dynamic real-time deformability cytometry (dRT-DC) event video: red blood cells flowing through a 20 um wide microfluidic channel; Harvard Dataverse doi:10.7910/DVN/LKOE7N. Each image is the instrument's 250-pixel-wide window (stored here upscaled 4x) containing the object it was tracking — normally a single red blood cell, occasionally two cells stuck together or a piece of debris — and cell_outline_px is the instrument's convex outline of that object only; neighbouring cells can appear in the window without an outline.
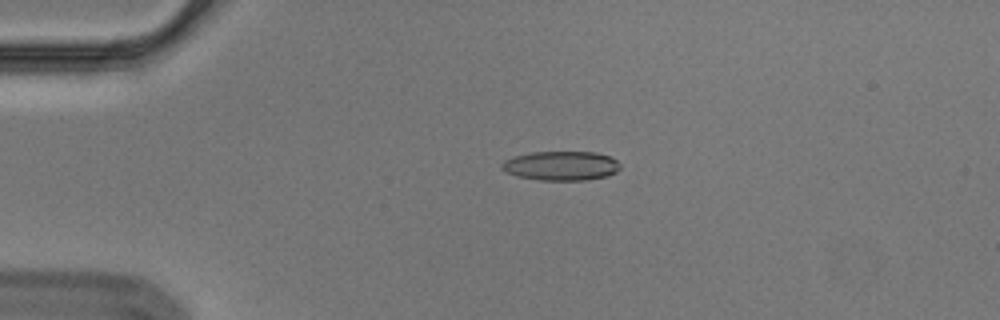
{"species": "Egyptian fruit bat (a non-hibernating species)", "species_latin": "Rousettus aegyptiacus", "temperature_condition": "cold", "stored_images_in_passage": 45, "camera_frame_rate_fps": 3000, "um_per_image_px": 0.085, "animal": {"sex": "male"}, "frame": {"image": 1, "passage_image": 2, "time_ms": 0.333, "image_size_px": [1000, 320], "cell_outline_px": [[620, 168], [616, 172], [608, 176], [588, 180], [540, 180], [516, 176], [504, 172], [500, 168], [500, 164], [504, 160], [512, 156], [532, 152], [596, 152], [608, 156], [616, 160], [620, 164]], "centroid_in_image_um": [47.65, 14.09], "position_along_channel_um": 37.3, "area_um2": 20.46}}
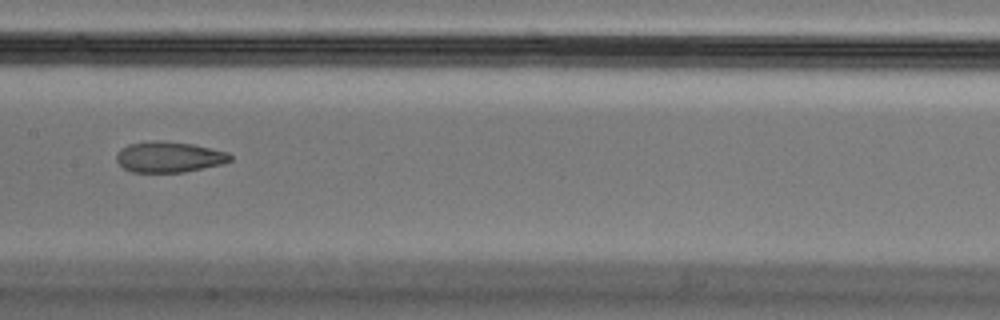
{"frame": {"image": 2, "passage_image": 18, "time_ms": 5.667, "image_size_px": [1000, 320], "cell_outline_px": [[232, 160], [224, 164], [184, 172], [132, 172], [124, 168], [116, 160], [116, 156], [120, 148], [128, 144], [192, 144], [228, 152], [232, 156]], "centroid_in_image_um": [14.42, 13.4], "position_along_channel_um": 193.0, "area_um2": 19.48}}
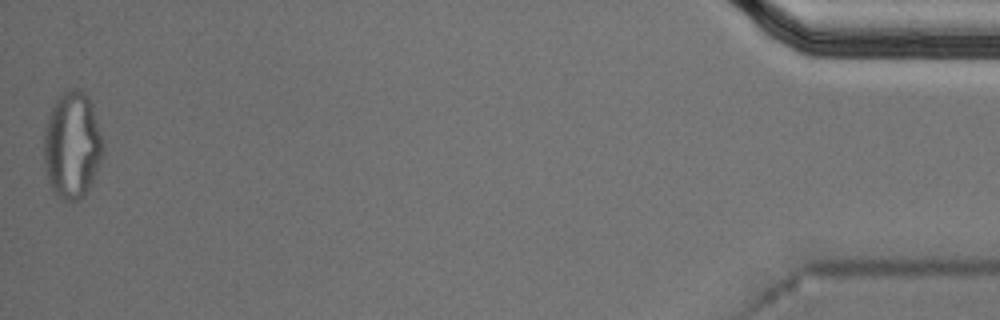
{"frame": {"image": 3, "passage_image": 45, "time_ms": 14.667, "image_size_px": [1000, 320], "cell_outline_px": [[104, 152], [96, 172], [88, 188], [80, 200], [60, 200], [52, 192], [48, 180], [44, 160], [44, 128], [48, 116], [56, 100], [64, 92], [72, 88], [76, 88], [84, 92], [88, 96], [92, 104], [104, 144]], "centroid_in_image_um": [6.13, 12.35], "position_along_channel_um": 429.1, "area_um2": 36.88}, "authors_computed_cell_mechanics": {"area_um2": 21.4438, "velocity_mm_per_s": 3.6006, "shape_relaxation_time_tau1_ms": null, "shape_relaxation_time_tau2_ms": 2.322, "deformation_change_tau1": null, "deformation_change_tau2": 0.0913}}